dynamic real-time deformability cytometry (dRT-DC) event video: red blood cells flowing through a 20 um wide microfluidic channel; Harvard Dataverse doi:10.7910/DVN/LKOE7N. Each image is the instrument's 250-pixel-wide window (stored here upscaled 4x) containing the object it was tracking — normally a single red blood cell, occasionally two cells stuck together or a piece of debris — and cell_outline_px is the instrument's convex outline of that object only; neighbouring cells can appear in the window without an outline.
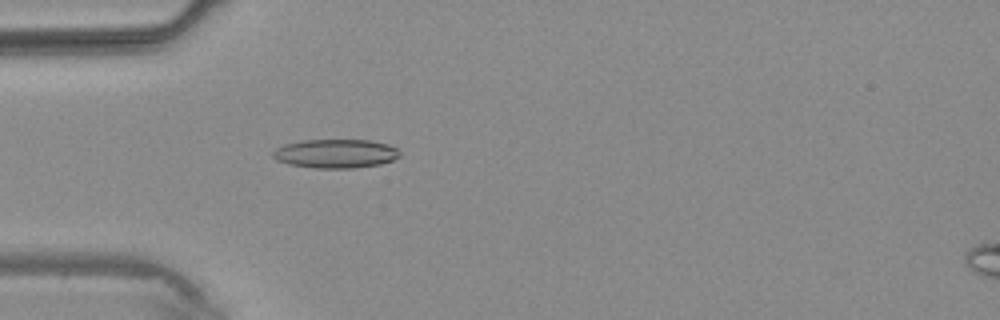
{"species": "common noctule bat (a hibernating species)", "species_latin": "Nyctalus noctula", "temperature_condition": "warm", "stored_images_in_passage": 3, "camera_frame_rate_fps": 3000, "um_per_image_px": 0.085, "animal": {"sex": "male", "body_mass_g": 20.4}, "frame": {"image": 1, "passage_image": 3, "time_ms": 2.667, "image_size_px": [1000, 320], "cell_outline_px": [[400, 156], [392, 160], [380, 164], [352, 168], [316, 168], [288, 164], [276, 160], [272, 156], [272, 152], [276, 148], [284, 144], [300, 140], [368, 140], [388, 144], [396, 148], [400, 152]], "centroid_in_image_um": [28.5, 13.05], "position_along_channel_um": 56.5, "area_um2": 21.39}}